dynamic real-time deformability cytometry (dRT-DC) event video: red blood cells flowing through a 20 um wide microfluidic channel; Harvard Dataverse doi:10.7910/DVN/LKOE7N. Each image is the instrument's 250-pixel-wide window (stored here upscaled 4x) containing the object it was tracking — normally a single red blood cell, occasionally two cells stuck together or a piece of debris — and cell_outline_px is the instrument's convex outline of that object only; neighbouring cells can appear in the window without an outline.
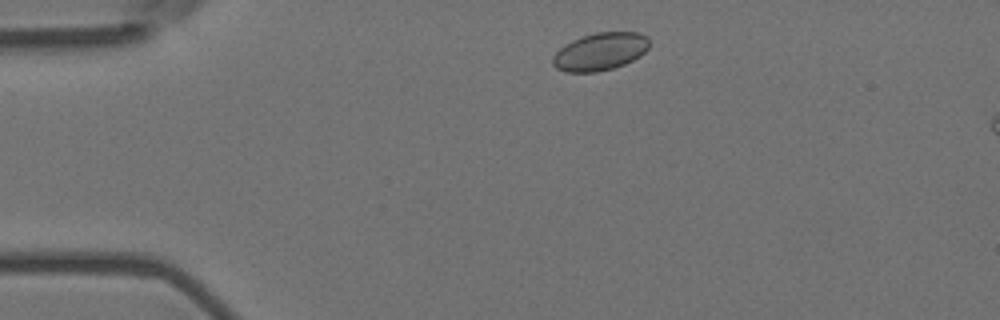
{"species": "Egyptian fruit bat (a non-hibernating species)", "species_latin": "Rousettus aegyptiacus", "temperature_condition": "room temperature", "stored_images_in_passage": 5, "camera_frame_rate_fps": 3000, "um_per_image_px": 0.085, "animal": {"sex": "female"}, "frame": {"image": 1, "passage_image": 1, "time_ms": 0.0, "image_size_px": [1000, 320], "cell_outline_px": [[648, 48], [640, 56], [624, 64], [612, 68], [596, 72], [568, 72], [556, 68], [552, 64], [552, 56], [564, 44], [572, 40], [596, 32], [640, 32], [648, 36]], "centroid_in_image_um": [51.0, 4.38], "position_along_channel_um": 34.0, "area_um2": 21.15}}
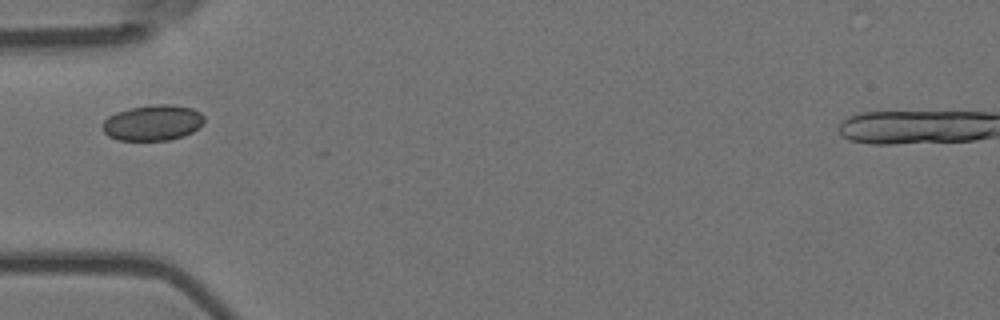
{"frame": {"image": 2, "passage_image": 3, "time_ms": 0.667, "image_size_px": [1000, 320], "cell_outline_px": [[204, 124], [192, 132], [184, 136], [168, 140], [116, 140], [108, 136], [104, 132], [104, 120], [108, 116], [116, 112], [132, 108], [156, 104], [172, 104], [192, 108], [200, 112], [204, 116]], "centroid_in_image_um": [13.02, 10.43], "position_along_channel_um": 72.0, "area_um2": 21.15}}
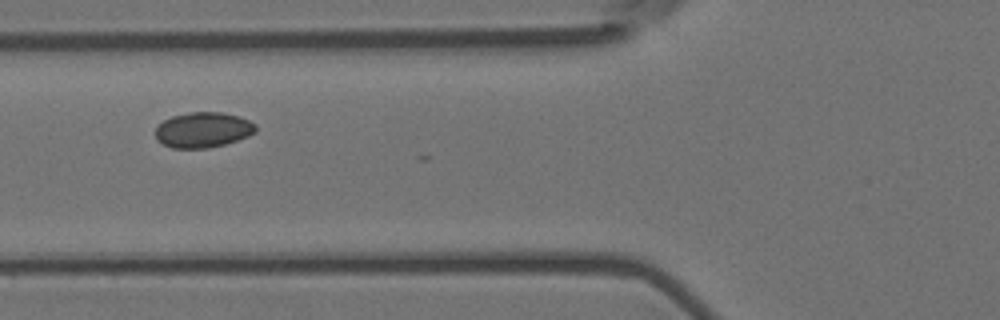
{"frame": {"image": 3, "passage_image": 4, "time_ms": 1.0, "image_size_px": [1000, 320], "cell_outline_px": [[256, 132], [248, 136], [224, 144], [208, 148], [172, 148], [156, 140], [156, 128], [164, 120], [172, 116], [188, 112], [224, 112], [240, 116], [256, 124]], "centroid_in_image_um": [17.27, 11.03], "position_along_channel_um": 108.5, "area_um2": 20.69}}